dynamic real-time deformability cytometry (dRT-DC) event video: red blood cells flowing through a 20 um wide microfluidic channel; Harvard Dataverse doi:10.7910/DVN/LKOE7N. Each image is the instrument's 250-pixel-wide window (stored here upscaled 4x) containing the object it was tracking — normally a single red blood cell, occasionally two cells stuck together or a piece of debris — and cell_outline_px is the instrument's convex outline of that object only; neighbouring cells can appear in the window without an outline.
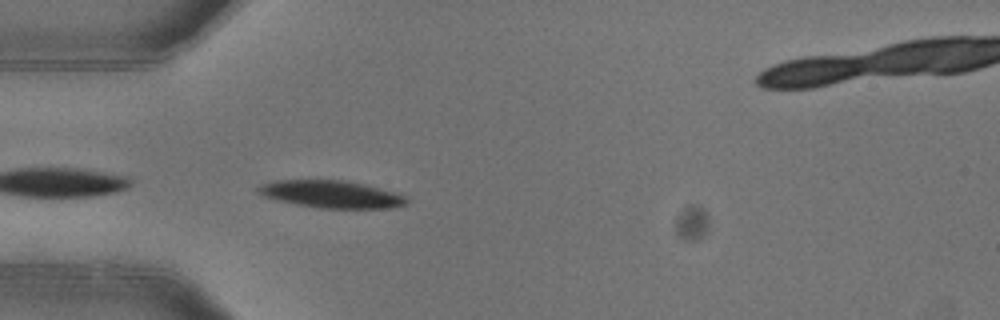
{"species": "common noctule bat (a hibernating species)", "species_latin": "Nyctalus noctula", "temperature_condition": "warm", "stored_images_in_passage": 5, "camera_frame_rate_fps": 3000, "um_per_image_px": 0.085, "animal": {"sex": "female"}, "frame": {"image": 1, "passage_image": 4, "time_ms": 1.0, "image_size_px": [1000, 320], "cell_outline_px": [[408, 204], [388, 208], [320, 208], [296, 204], [264, 196], [256, 192], [256, 188], [260, 184], [276, 180], [344, 180], [364, 184], [396, 192], [404, 196], [408, 200]], "centroid_in_image_um": [28.16, 16.5], "position_along_channel_um": 56.8, "area_um2": 23.58}}